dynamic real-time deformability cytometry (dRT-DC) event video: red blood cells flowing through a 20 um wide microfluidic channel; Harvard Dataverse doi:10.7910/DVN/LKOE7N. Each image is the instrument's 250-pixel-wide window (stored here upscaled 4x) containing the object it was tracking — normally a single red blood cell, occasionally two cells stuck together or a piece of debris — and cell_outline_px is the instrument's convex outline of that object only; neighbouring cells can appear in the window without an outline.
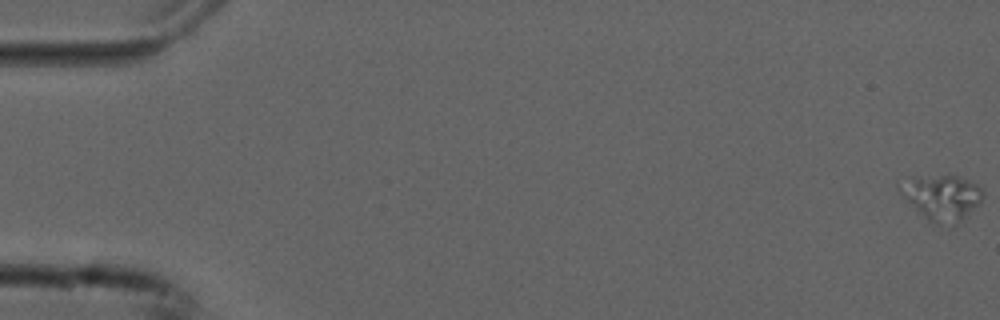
{"species": "common noctule bat (a hibernating species)", "species_latin": "Nyctalus noctula", "temperature_condition": "cold", "stored_images_in_passage": 56, "camera_frame_rate_fps": 3000, "um_per_image_px": 0.085, "animal": {"sex": "male", "forearm_length_mm": 52.5}, "frame": {"image": 1, "passage_image": 1, "time_ms": 0.0, "image_size_px": [1000, 320], "cell_outline_px": [[984, 196], [956, 224], [928, 220], [896, 188], [896, 184], [912, 176], [956, 176], [976, 184], [984, 188]], "centroid_in_image_um": [80.02, 16.71], "position_along_channel_um": 5.0, "area_um2": 21.04}}
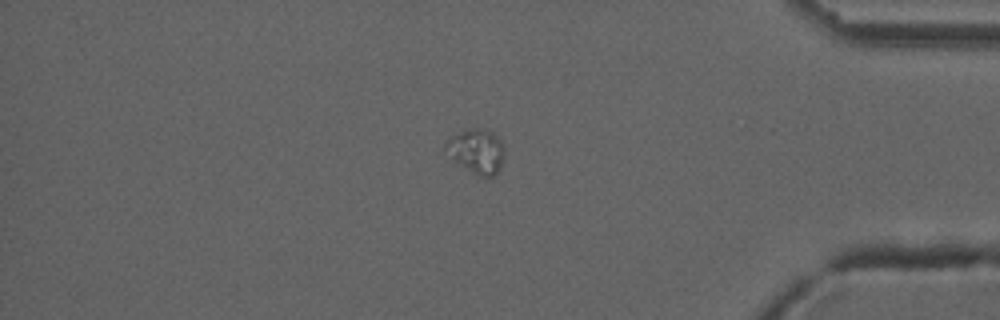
{"frame": {"image": 2, "passage_image": 48, "time_ms": 15.667, "image_size_px": [1000, 320], "cell_outline_px": [[504, 156], [500, 168], [492, 176], [480, 176], [472, 172], [452, 160], [440, 148], [452, 136], [460, 132], [472, 128], [484, 128], [492, 132], [500, 140], [504, 148]], "centroid_in_image_um": [40.46, 12.84], "position_along_channel_um": 394.7, "area_um2": 15.32}}
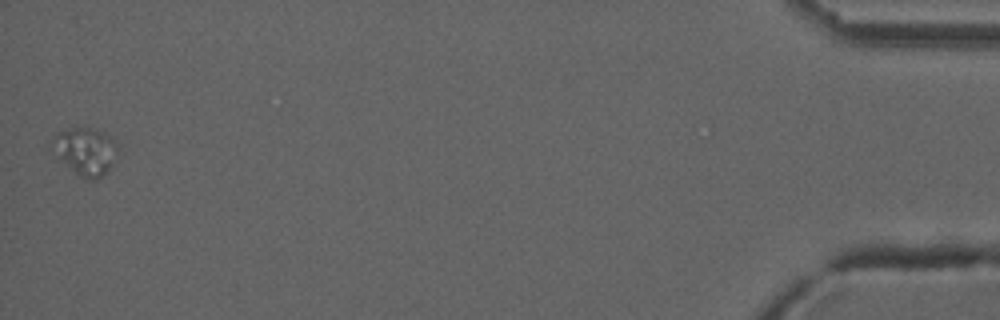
{"frame": {"image": 3, "passage_image": 56, "time_ms": 18.333, "image_size_px": [1000, 320], "cell_outline_px": [[120, 144], [112, 164], [108, 172], [96, 180], [88, 180], [80, 176], [48, 144], [52, 136], [56, 132], [68, 128], [84, 124], [96, 128], [104, 132]], "centroid_in_image_um": [7.29, 12.77], "position_along_channel_um": 427.9, "area_um2": 18.55}}